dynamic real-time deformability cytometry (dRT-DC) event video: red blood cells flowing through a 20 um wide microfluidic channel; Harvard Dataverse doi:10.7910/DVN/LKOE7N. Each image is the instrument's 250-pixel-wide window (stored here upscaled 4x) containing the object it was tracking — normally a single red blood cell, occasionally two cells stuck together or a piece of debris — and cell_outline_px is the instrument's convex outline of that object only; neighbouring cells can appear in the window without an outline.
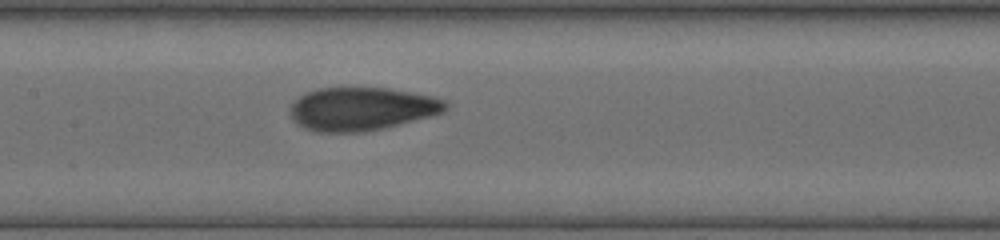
{"species": "human", "species_latin": "Homo sapiens", "temperature_condition": "cold", "stored_images_in_passage": 16, "camera_frame_rate_fps": 3000, "um_per_image_px": 0.085, "donor": {"sex": "female"}, "frame": {"image": 1, "passage_image": 16, "time_ms": 8.0, "image_size_px": [1000, 240], "cell_outline_px": [[448, 108], [444, 112], [364, 132], [316, 132], [304, 128], [296, 124], [292, 120], [288, 112], [288, 108], [292, 100], [308, 92], [320, 88], [388, 88], [412, 92], [432, 96], [444, 100], [448, 104]], "centroid_in_image_um": [30.66, 9.25], "position_along_channel_um": 176.7, "area_um2": 39.13}}